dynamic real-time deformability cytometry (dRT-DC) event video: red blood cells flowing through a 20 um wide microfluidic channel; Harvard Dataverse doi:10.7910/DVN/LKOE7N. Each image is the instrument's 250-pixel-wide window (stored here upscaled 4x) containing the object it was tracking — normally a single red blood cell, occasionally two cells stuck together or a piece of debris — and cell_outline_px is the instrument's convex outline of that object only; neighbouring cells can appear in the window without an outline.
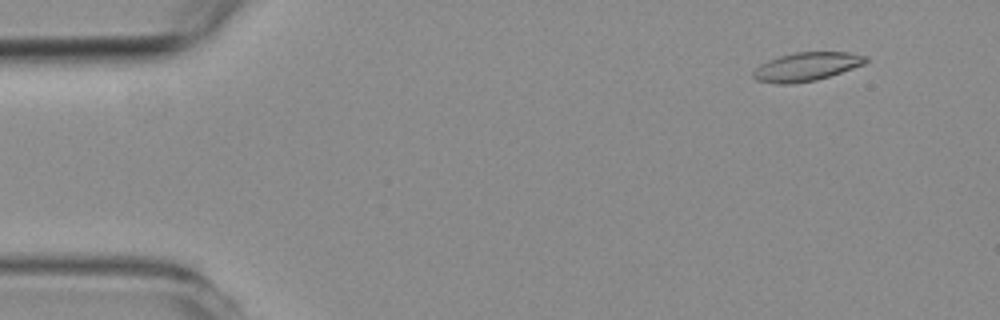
{"species": "common noctule bat (a hibernating species)", "species_latin": "Nyctalus noctula", "temperature_condition": "room temperature", "stored_images_in_passage": 55, "camera_frame_rate_fps": 3000, "um_per_image_px": 0.085, "animal": {"sex": "female", "body_mass_g": 19.3, "forearm_length_mm": 54.1}, "frame": {"image": 1, "passage_image": 5, "time_ms": 1.333, "image_size_px": [1000, 320], "cell_outline_px": [[868, 60], [864, 64], [816, 80], [784, 84], [776, 84], [756, 80], [752, 76], [752, 72], [760, 64], [768, 60], [780, 56], [796, 52], [848, 52], [868, 56]], "centroid_in_image_um": [68.53, 5.66], "position_along_channel_um": 16.5, "area_um2": 18.55}}
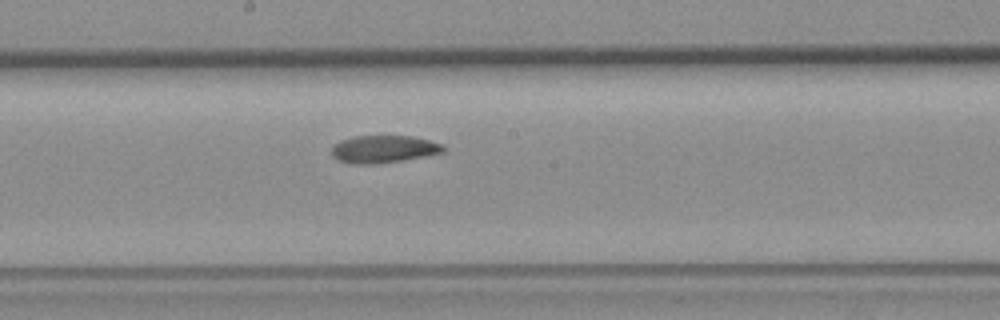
{"frame": {"image": 2, "passage_image": 29, "time_ms": 9.333, "image_size_px": [1000, 320], "cell_outline_px": [[444, 152], [424, 156], [400, 160], [372, 164], [356, 164], [340, 160], [332, 156], [332, 148], [340, 140], [352, 136], [412, 136], [444, 144]], "centroid_in_image_um": [32.61, 12.66], "position_along_channel_um": 215.6, "area_um2": 17.63}}
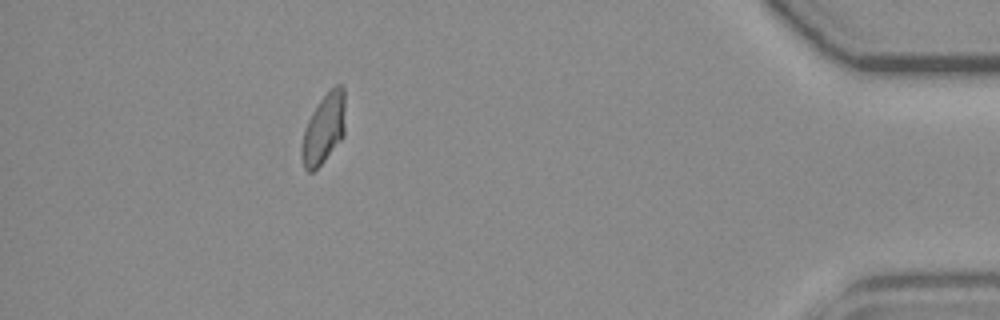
{"frame": {"image": 3, "passage_image": 49, "time_ms": 16.0, "image_size_px": [1000, 320], "cell_outline_px": [[344, 136], [324, 160], [312, 172], [308, 172], [304, 168], [300, 152], [300, 148], [304, 128], [312, 112], [320, 100], [336, 84], [340, 84], [344, 88]], "centroid_in_image_um": [27.5, 10.96], "position_along_channel_um": 407.7, "area_um2": 17.69}, "authors_computed_cell_mechanics": {"area_um2": 18.3804, "velocity_mm_per_s": 3.7559, "shape_relaxation_time_tau1_ms": null, "shape_relaxation_time_tau2_ms": 3.2591, "deformation_change_tau1": null, "deformation_change_tau2": 0.046}}